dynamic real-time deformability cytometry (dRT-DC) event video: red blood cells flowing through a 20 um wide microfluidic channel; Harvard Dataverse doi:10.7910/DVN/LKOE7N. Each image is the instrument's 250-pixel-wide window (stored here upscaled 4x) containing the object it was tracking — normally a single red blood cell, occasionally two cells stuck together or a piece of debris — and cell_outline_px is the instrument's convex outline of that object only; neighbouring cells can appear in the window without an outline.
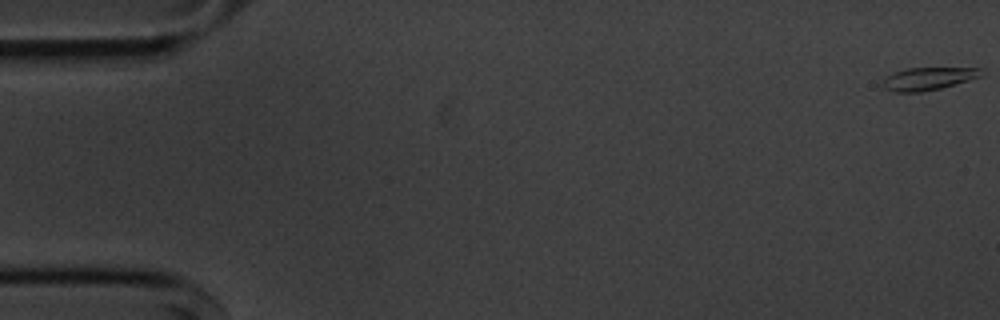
{"species": "common noctule bat (a hibernating species)", "species_latin": "Nyctalus noctula", "temperature_condition": "cold", "stored_images_in_passage": 56, "camera_frame_rate_fps": 3000, "um_per_image_px": 0.085, "animal": {"sex": "male", "body_mass_g": 20.1, "forearm_length_mm": 53.5}, "frame": {"image": 1, "passage_image": 1, "time_ms": 0.0, "image_size_px": [1000, 320], "cell_outline_px": [[980, 76], [940, 88], [920, 92], [892, 92], [884, 88], [880, 84], [888, 76], [896, 72], [908, 68], [980, 68]], "centroid_in_image_um": [78.81, 6.7], "position_along_channel_um": 6.2, "area_um2": 12.66}}
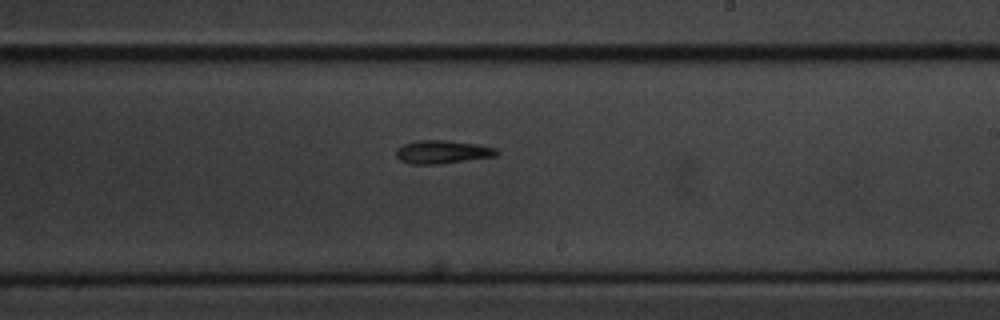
{"frame": {"image": 2, "passage_image": 33, "time_ms": 10.667, "image_size_px": [1000, 320], "cell_outline_px": [[500, 152], [496, 156], [440, 164], [412, 164], [400, 160], [396, 156], [396, 148], [404, 144], [416, 140], [448, 140], [476, 144], [496, 148]], "centroid_in_image_um": [37.6, 12.91], "position_along_channel_um": 251.4, "area_um2": 13.7}}
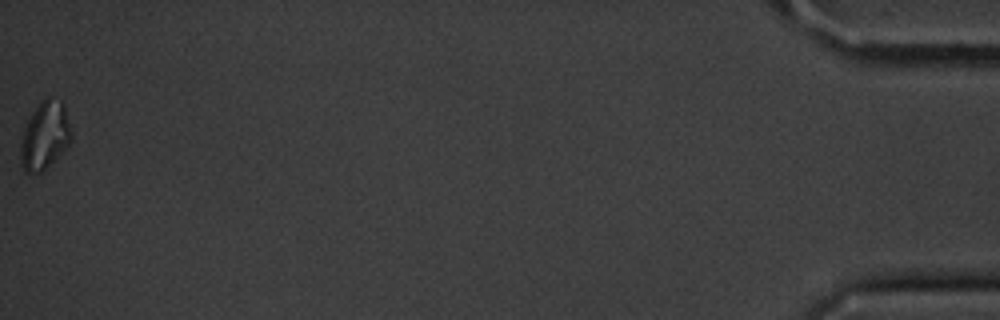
{"frame": {"image": 3, "passage_image": 56, "time_ms": 18.333, "image_size_px": [1000, 320], "cell_outline_px": [[72, 140], [44, 172], [28, 176], [24, 172], [20, 160], [20, 144], [24, 128], [32, 112], [40, 100], [48, 96], [60, 100], [64, 104], [72, 132]], "centroid_in_image_um": [3.8, 11.56], "position_along_channel_um": 431.4, "area_um2": 20.58}, "authors_computed_cell_mechanics": {"area_um2": 13.6119, "velocity_mm_per_s": 3.6322, "shape_relaxation_time_tau1_ms": 2.5477, "shape_relaxation_time_tau2_ms": 8.7833, "deformation_change_tau1": 0.1551, "deformation_change_tau2": 0.1942}}